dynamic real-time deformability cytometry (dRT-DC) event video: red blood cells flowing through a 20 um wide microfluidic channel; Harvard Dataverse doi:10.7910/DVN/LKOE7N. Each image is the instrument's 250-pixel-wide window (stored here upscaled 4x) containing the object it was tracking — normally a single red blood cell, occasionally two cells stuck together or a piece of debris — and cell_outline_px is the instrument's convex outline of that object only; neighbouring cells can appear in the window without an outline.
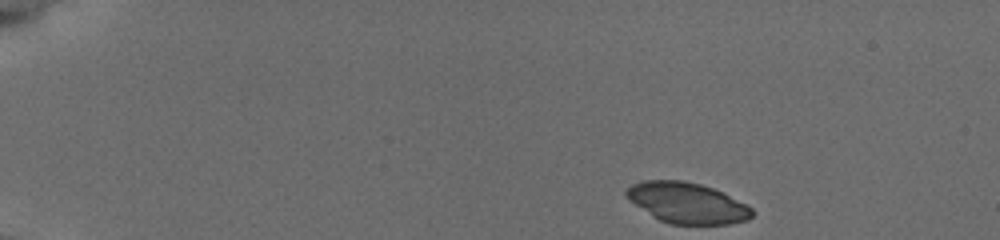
{"species": "common noctule bat (a hibernating species)", "species_latin": "Nyctalus noctula", "temperature_condition": "cold", "stored_images_in_passage": 13, "camera_frame_rate_fps": 3000, "um_per_image_px": 0.085, "animal": {"sex": "female", "body_mass_g": 19.5, "forearm_length_mm": 54.1}, "frame": {"image": 1, "passage_image": 1, "time_ms": 0.0, "image_size_px": [1000, 240], "cell_outline_px": [[756, 212], [748, 220], [728, 224], [668, 224], [652, 216], [628, 200], [624, 196], [624, 192], [632, 184], [644, 180], [684, 180], [700, 184], [724, 192], [752, 208]], "centroid_in_image_um": [58.4, 17.25], "position_along_channel_um": 26.6, "area_um2": 30.06}}